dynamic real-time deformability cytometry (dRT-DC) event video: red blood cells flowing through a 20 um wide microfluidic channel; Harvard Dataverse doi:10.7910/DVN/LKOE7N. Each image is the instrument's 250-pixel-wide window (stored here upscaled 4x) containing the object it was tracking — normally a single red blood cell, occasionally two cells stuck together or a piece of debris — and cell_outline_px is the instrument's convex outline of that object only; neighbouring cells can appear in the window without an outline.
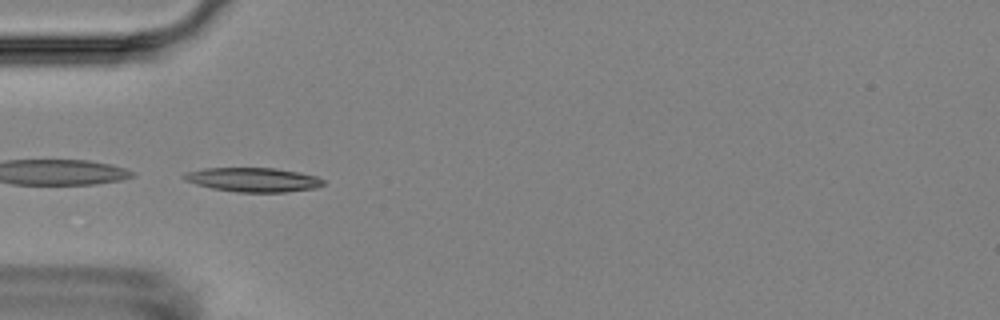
{"species": "Egyptian fruit bat (a non-hibernating species)", "species_latin": "Rousettus aegyptiacus", "temperature_condition": "room temperature", "stored_images_in_passage": 5, "camera_frame_rate_fps": 3000, "um_per_image_px": 0.085, "animal": {"sex": "female"}, "frame": {"image": 1, "passage_image": 4, "time_ms": 5.0, "image_size_px": [1000, 320], "cell_outline_px": [[324, 184], [316, 188], [284, 192], [236, 192], [212, 188], [196, 184], [184, 180], [180, 176], [184, 172], [204, 168], [272, 168], [300, 172], [316, 176], [324, 180]], "centroid_in_image_um": [21.48, 15.27], "position_along_channel_um": 63.5, "area_um2": 19.71}}